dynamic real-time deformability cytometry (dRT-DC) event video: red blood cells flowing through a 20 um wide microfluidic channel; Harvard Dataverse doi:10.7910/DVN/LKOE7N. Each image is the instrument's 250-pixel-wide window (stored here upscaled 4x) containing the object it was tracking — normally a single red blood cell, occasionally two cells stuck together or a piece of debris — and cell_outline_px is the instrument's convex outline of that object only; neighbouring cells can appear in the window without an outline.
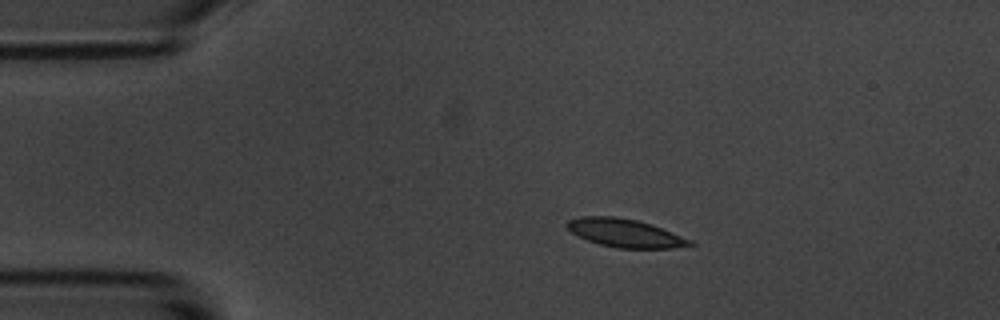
{"species": "common noctule bat (a hibernating species)", "species_latin": "Nyctalus noctula", "temperature_condition": "room temperature", "stored_images_in_passage": 7, "camera_frame_rate_fps": 3000, "um_per_image_px": 0.085, "animal": {"sex": "male", "body_mass_g": 20.1, "forearm_length_mm": 53.5}, "frame": {"image": 1, "passage_image": 3, "time_ms": 2.333, "image_size_px": [1000, 320], "cell_outline_px": [[696, 244], [672, 248], [616, 248], [600, 244], [588, 240], [572, 232], [564, 224], [568, 220], [580, 216], [616, 216], [636, 220], [652, 224], [692, 240]], "centroid_in_image_um": [53.13, 19.8], "position_along_channel_um": 31.9, "area_um2": 20.17}}
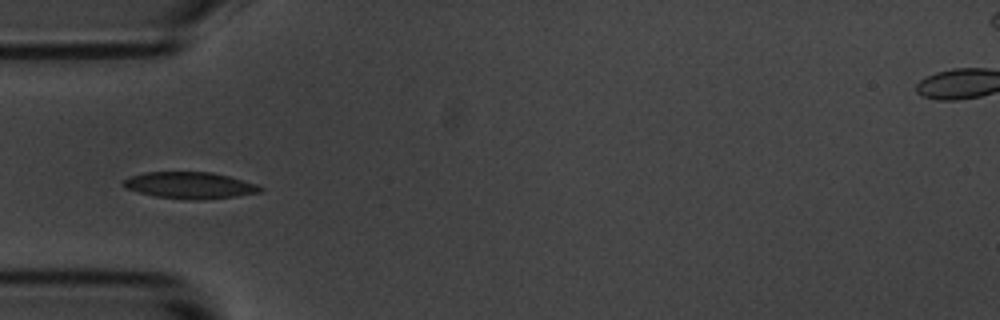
{"frame": {"image": 2, "passage_image": 5, "time_ms": 4.667, "image_size_px": [1000, 320], "cell_outline_px": [[264, 188], [260, 192], [236, 196], [200, 200], [192, 200], [156, 196], [124, 188], [120, 184], [120, 180], [144, 172], [212, 172], [228, 176], [256, 184]], "centroid_in_image_um": [16.09, 15.75], "position_along_channel_um": 68.9, "area_um2": 21.15}}
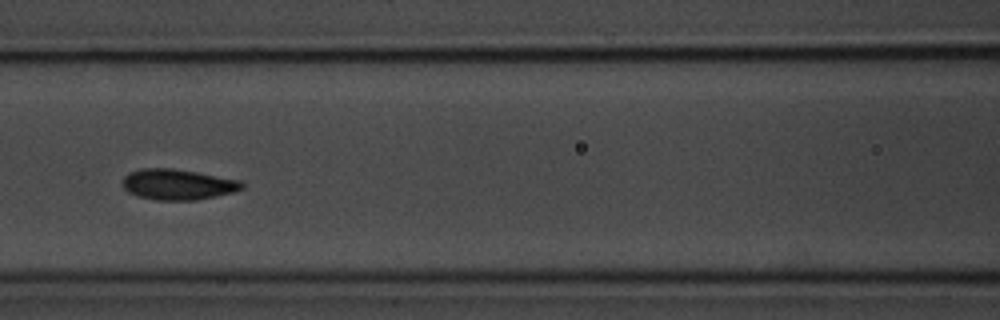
{"frame": {"image": 3, "passage_image": 7, "time_ms": 7.0, "image_size_px": [1000, 320], "cell_outline_px": [[244, 188], [232, 192], [216, 196], [196, 200], [156, 200], [136, 196], [128, 192], [124, 188], [124, 176], [128, 172], [140, 168], [172, 168], [196, 172], [240, 180], [244, 184]], "centroid_in_image_um": [15.09, 15.67], "position_along_channel_um": 151.5, "area_um2": 21.33}}